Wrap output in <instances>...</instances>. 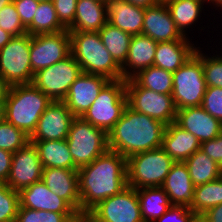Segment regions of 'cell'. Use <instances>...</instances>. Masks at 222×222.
Segmentation results:
<instances>
[{
	"label": "cell",
	"mask_w": 222,
	"mask_h": 222,
	"mask_svg": "<svg viewBox=\"0 0 222 222\" xmlns=\"http://www.w3.org/2000/svg\"><path fill=\"white\" fill-rule=\"evenodd\" d=\"M80 214L127 187L126 158L108 150L78 169Z\"/></svg>",
	"instance_id": "1"
},
{
	"label": "cell",
	"mask_w": 222,
	"mask_h": 222,
	"mask_svg": "<svg viewBox=\"0 0 222 222\" xmlns=\"http://www.w3.org/2000/svg\"><path fill=\"white\" fill-rule=\"evenodd\" d=\"M166 125L145 114L125 107L119 121L108 133L109 150L126 159L136 153L162 146Z\"/></svg>",
	"instance_id": "2"
},
{
	"label": "cell",
	"mask_w": 222,
	"mask_h": 222,
	"mask_svg": "<svg viewBox=\"0 0 222 222\" xmlns=\"http://www.w3.org/2000/svg\"><path fill=\"white\" fill-rule=\"evenodd\" d=\"M51 102L33 83L11 86L5 99V120L30 137Z\"/></svg>",
	"instance_id": "3"
},
{
	"label": "cell",
	"mask_w": 222,
	"mask_h": 222,
	"mask_svg": "<svg viewBox=\"0 0 222 222\" xmlns=\"http://www.w3.org/2000/svg\"><path fill=\"white\" fill-rule=\"evenodd\" d=\"M71 54L81 66L82 72L122 79L121 67L105 48L98 32H69Z\"/></svg>",
	"instance_id": "4"
},
{
	"label": "cell",
	"mask_w": 222,
	"mask_h": 222,
	"mask_svg": "<svg viewBox=\"0 0 222 222\" xmlns=\"http://www.w3.org/2000/svg\"><path fill=\"white\" fill-rule=\"evenodd\" d=\"M175 161L160 147L136 153L126 159L127 186L161 187Z\"/></svg>",
	"instance_id": "5"
},
{
	"label": "cell",
	"mask_w": 222,
	"mask_h": 222,
	"mask_svg": "<svg viewBox=\"0 0 222 222\" xmlns=\"http://www.w3.org/2000/svg\"><path fill=\"white\" fill-rule=\"evenodd\" d=\"M66 141L78 168L90 164L109 150L108 133L82 117L73 118Z\"/></svg>",
	"instance_id": "6"
},
{
	"label": "cell",
	"mask_w": 222,
	"mask_h": 222,
	"mask_svg": "<svg viewBox=\"0 0 222 222\" xmlns=\"http://www.w3.org/2000/svg\"><path fill=\"white\" fill-rule=\"evenodd\" d=\"M126 106V80H110L81 117L109 133L121 118Z\"/></svg>",
	"instance_id": "7"
},
{
	"label": "cell",
	"mask_w": 222,
	"mask_h": 222,
	"mask_svg": "<svg viewBox=\"0 0 222 222\" xmlns=\"http://www.w3.org/2000/svg\"><path fill=\"white\" fill-rule=\"evenodd\" d=\"M206 88L202 61L195 54L173 72L172 98L177 110L201 106Z\"/></svg>",
	"instance_id": "8"
},
{
	"label": "cell",
	"mask_w": 222,
	"mask_h": 222,
	"mask_svg": "<svg viewBox=\"0 0 222 222\" xmlns=\"http://www.w3.org/2000/svg\"><path fill=\"white\" fill-rule=\"evenodd\" d=\"M30 43L31 35L26 33L13 37L0 49V74L11 86L33 82Z\"/></svg>",
	"instance_id": "9"
},
{
	"label": "cell",
	"mask_w": 222,
	"mask_h": 222,
	"mask_svg": "<svg viewBox=\"0 0 222 222\" xmlns=\"http://www.w3.org/2000/svg\"><path fill=\"white\" fill-rule=\"evenodd\" d=\"M126 95L127 105L134 111L159 120L165 125L175 122L177 108L172 95L140 87L132 78L126 80Z\"/></svg>",
	"instance_id": "10"
},
{
	"label": "cell",
	"mask_w": 222,
	"mask_h": 222,
	"mask_svg": "<svg viewBox=\"0 0 222 222\" xmlns=\"http://www.w3.org/2000/svg\"><path fill=\"white\" fill-rule=\"evenodd\" d=\"M81 74V66L70 54L63 60L35 73L32 83L52 101H63L70 86Z\"/></svg>",
	"instance_id": "11"
},
{
	"label": "cell",
	"mask_w": 222,
	"mask_h": 222,
	"mask_svg": "<svg viewBox=\"0 0 222 222\" xmlns=\"http://www.w3.org/2000/svg\"><path fill=\"white\" fill-rule=\"evenodd\" d=\"M70 54L71 39L68 30L31 35L30 61L33 74L63 60Z\"/></svg>",
	"instance_id": "12"
},
{
	"label": "cell",
	"mask_w": 222,
	"mask_h": 222,
	"mask_svg": "<svg viewBox=\"0 0 222 222\" xmlns=\"http://www.w3.org/2000/svg\"><path fill=\"white\" fill-rule=\"evenodd\" d=\"M90 212L102 222H144L136 189L129 186L101 201Z\"/></svg>",
	"instance_id": "13"
},
{
	"label": "cell",
	"mask_w": 222,
	"mask_h": 222,
	"mask_svg": "<svg viewBox=\"0 0 222 222\" xmlns=\"http://www.w3.org/2000/svg\"><path fill=\"white\" fill-rule=\"evenodd\" d=\"M43 166L38 151L29 142L13 153L12 164L6 184L13 190L20 191L41 180Z\"/></svg>",
	"instance_id": "14"
},
{
	"label": "cell",
	"mask_w": 222,
	"mask_h": 222,
	"mask_svg": "<svg viewBox=\"0 0 222 222\" xmlns=\"http://www.w3.org/2000/svg\"><path fill=\"white\" fill-rule=\"evenodd\" d=\"M74 117L63 101H52L38 120L30 141L67 139Z\"/></svg>",
	"instance_id": "15"
},
{
	"label": "cell",
	"mask_w": 222,
	"mask_h": 222,
	"mask_svg": "<svg viewBox=\"0 0 222 222\" xmlns=\"http://www.w3.org/2000/svg\"><path fill=\"white\" fill-rule=\"evenodd\" d=\"M110 80L94 74H82L70 86L63 102L75 117H81Z\"/></svg>",
	"instance_id": "16"
},
{
	"label": "cell",
	"mask_w": 222,
	"mask_h": 222,
	"mask_svg": "<svg viewBox=\"0 0 222 222\" xmlns=\"http://www.w3.org/2000/svg\"><path fill=\"white\" fill-rule=\"evenodd\" d=\"M175 123L194 135L200 143L214 139L222 133V123L202 106L177 110Z\"/></svg>",
	"instance_id": "17"
},
{
	"label": "cell",
	"mask_w": 222,
	"mask_h": 222,
	"mask_svg": "<svg viewBox=\"0 0 222 222\" xmlns=\"http://www.w3.org/2000/svg\"><path fill=\"white\" fill-rule=\"evenodd\" d=\"M142 34L155 42L192 40L183 36L177 29L165 3L145 8Z\"/></svg>",
	"instance_id": "18"
},
{
	"label": "cell",
	"mask_w": 222,
	"mask_h": 222,
	"mask_svg": "<svg viewBox=\"0 0 222 222\" xmlns=\"http://www.w3.org/2000/svg\"><path fill=\"white\" fill-rule=\"evenodd\" d=\"M19 207L43 210L60 214H78L64 199L47 188L43 181H38L19 191Z\"/></svg>",
	"instance_id": "19"
},
{
	"label": "cell",
	"mask_w": 222,
	"mask_h": 222,
	"mask_svg": "<svg viewBox=\"0 0 222 222\" xmlns=\"http://www.w3.org/2000/svg\"><path fill=\"white\" fill-rule=\"evenodd\" d=\"M41 181L80 215L78 169L43 168Z\"/></svg>",
	"instance_id": "20"
},
{
	"label": "cell",
	"mask_w": 222,
	"mask_h": 222,
	"mask_svg": "<svg viewBox=\"0 0 222 222\" xmlns=\"http://www.w3.org/2000/svg\"><path fill=\"white\" fill-rule=\"evenodd\" d=\"M108 23L134 36L142 34L145 8L126 0H109L105 3Z\"/></svg>",
	"instance_id": "21"
},
{
	"label": "cell",
	"mask_w": 222,
	"mask_h": 222,
	"mask_svg": "<svg viewBox=\"0 0 222 222\" xmlns=\"http://www.w3.org/2000/svg\"><path fill=\"white\" fill-rule=\"evenodd\" d=\"M157 44L143 34L132 36L126 61L121 67L122 79H131L139 71L153 66Z\"/></svg>",
	"instance_id": "22"
},
{
	"label": "cell",
	"mask_w": 222,
	"mask_h": 222,
	"mask_svg": "<svg viewBox=\"0 0 222 222\" xmlns=\"http://www.w3.org/2000/svg\"><path fill=\"white\" fill-rule=\"evenodd\" d=\"M168 195L171 205L190 208L194 185L184 162H175L161 186Z\"/></svg>",
	"instance_id": "23"
},
{
	"label": "cell",
	"mask_w": 222,
	"mask_h": 222,
	"mask_svg": "<svg viewBox=\"0 0 222 222\" xmlns=\"http://www.w3.org/2000/svg\"><path fill=\"white\" fill-rule=\"evenodd\" d=\"M201 143L190 132L175 122L166 125L161 148L175 161L184 162L198 149Z\"/></svg>",
	"instance_id": "24"
},
{
	"label": "cell",
	"mask_w": 222,
	"mask_h": 222,
	"mask_svg": "<svg viewBox=\"0 0 222 222\" xmlns=\"http://www.w3.org/2000/svg\"><path fill=\"white\" fill-rule=\"evenodd\" d=\"M192 40L158 42L153 65L169 72H175L195 53L197 47Z\"/></svg>",
	"instance_id": "25"
},
{
	"label": "cell",
	"mask_w": 222,
	"mask_h": 222,
	"mask_svg": "<svg viewBox=\"0 0 222 222\" xmlns=\"http://www.w3.org/2000/svg\"><path fill=\"white\" fill-rule=\"evenodd\" d=\"M108 22L105 4L97 0H78L69 32H99Z\"/></svg>",
	"instance_id": "26"
},
{
	"label": "cell",
	"mask_w": 222,
	"mask_h": 222,
	"mask_svg": "<svg viewBox=\"0 0 222 222\" xmlns=\"http://www.w3.org/2000/svg\"><path fill=\"white\" fill-rule=\"evenodd\" d=\"M38 151L43 168L79 169L73 161L67 141H30Z\"/></svg>",
	"instance_id": "27"
},
{
	"label": "cell",
	"mask_w": 222,
	"mask_h": 222,
	"mask_svg": "<svg viewBox=\"0 0 222 222\" xmlns=\"http://www.w3.org/2000/svg\"><path fill=\"white\" fill-rule=\"evenodd\" d=\"M204 3L203 0H169L165 3L172 20L183 36L189 38L187 28L190 31L191 26L193 27L195 24L196 27V22L198 23L202 17L201 13L205 10Z\"/></svg>",
	"instance_id": "28"
},
{
	"label": "cell",
	"mask_w": 222,
	"mask_h": 222,
	"mask_svg": "<svg viewBox=\"0 0 222 222\" xmlns=\"http://www.w3.org/2000/svg\"><path fill=\"white\" fill-rule=\"evenodd\" d=\"M144 222H154L172 206L162 187L136 189Z\"/></svg>",
	"instance_id": "29"
},
{
	"label": "cell",
	"mask_w": 222,
	"mask_h": 222,
	"mask_svg": "<svg viewBox=\"0 0 222 222\" xmlns=\"http://www.w3.org/2000/svg\"><path fill=\"white\" fill-rule=\"evenodd\" d=\"M184 163L194 186L217 180L222 176V168L201 149H198Z\"/></svg>",
	"instance_id": "30"
},
{
	"label": "cell",
	"mask_w": 222,
	"mask_h": 222,
	"mask_svg": "<svg viewBox=\"0 0 222 222\" xmlns=\"http://www.w3.org/2000/svg\"><path fill=\"white\" fill-rule=\"evenodd\" d=\"M98 33L105 48L116 63L122 67L128 55L132 35L112 26L108 22Z\"/></svg>",
	"instance_id": "31"
},
{
	"label": "cell",
	"mask_w": 222,
	"mask_h": 222,
	"mask_svg": "<svg viewBox=\"0 0 222 222\" xmlns=\"http://www.w3.org/2000/svg\"><path fill=\"white\" fill-rule=\"evenodd\" d=\"M67 30L58 20L52 1L39 2L32 23L26 28L30 35L57 33Z\"/></svg>",
	"instance_id": "32"
},
{
	"label": "cell",
	"mask_w": 222,
	"mask_h": 222,
	"mask_svg": "<svg viewBox=\"0 0 222 222\" xmlns=\"http://www.w3.org/2000/svg\"><path fill=\"white\" fill-rule=\"evenodd\" d=\"M132 79L140 86L160 94H170L173 91V73L156 66H150L139 71Z\"/></svg>",
	"instance_id": "33"
},
{
	"label": "cell",
	"mask_w": 222,
	"mask_h": 222,
	"mask_svg": "<svg viewBox=\"0 0 222 222\" xmlns=\"http://www.w3.org/2000/svg\"><path fill=\"white\" fill-rule=\"evenodd\" d=\"M222 204V176L217 180L194 187L190 209L196 215H202L208 209Z\"/></svg>",
	"instance_id": "34"
},
{
	"label": "cell",
	"mask_w": 222,
	"mask_h": 222,
	"mask_svg": "<svg viewBox=\"0 0 222 222\" xmlns=\"http://www.w3.org/2000/svg\"><path fill=\"white\" fill-rule=\"evenodd\" d=\"M200 46L197 47L195 55L202 61L206 85L222 88V51L218 54H206ZM203 52V53H202Z\"/></svg>",
	"instance_id": "35"
},
{
	"label": "cell",
	"mask_w": 222,
	"mask_h": 222,
	"mask_svg": "<svg viewBox=\"0 0 222 222\" xmlns=\"http://www.w3.org/2000/svg\"><path fill=\"white\" fill-rule=\"evenodd\" d=\"M79 214H60L19 207L15 222H78Z\"/></svg>",
	"instance_id": "36"
},
{
	"label": "cell",
	"mask_w": 222,
	"mask_h": 222,
	"mask_svg": "<svg viewBox=\"0 0 222 222\" xmlns=\"http://www.w3.org/2000/svg\"><path fill=\"white\" fill-rule=\"evenodd\" d=\"M30 142V137L6 120L0 122V149L11 153L23 148Z\"/></svg>",
	"instance_id": "37"
},
{
	"label": "cell",
	"mask_w": 222,
	"mask_h": 222,
	"mask_svg": "<svg viewBox=\"0 0 222 222\" xmlns=\"http://www.w3.org/2000/svg\"><path fill=\"white\" fill-rule=\"evenodd\" d=\"M19 206V192L0 183V222H15Z\"/></svg>",
	"instance_id": "38"
},
{
	"label": "cell",
	"mask_w": 222,
	"mask_h": 222,
	"mask_svg": "<svg viewBox=\"0 0 222 222\" xmlns=\"http://www.w3.org/2000/svg\"><path fill=\"white\" fill-rule=\"evenodd\" d=\"M0 28L13 37L27 33L13 1L0 10Z\"/></svg>",
	"instance_id": "39"
},
{
	"label": "cell",
	"mask_w": 222,
	"mask_h": 222,
	"mask_svg": "<svg viewBox=\"0 0 222 222\" xmlns=\"http://www.w3.org/2000/svg\"><path fill=\"white\" fill-rule=\"evenodd\" d=\"M201 106L222 123V88L207 86Z\"/></svg>",
	"instance_id": "40"
},
{
	"label": "cell",
	"mask_w": 222,
	"mask_h": 222,
	"mask_svg": "<svg viewBox=\"0 0 222 222\" xmlns=\"http://www.w3.org/2000/svg\"><path fill=\"white\" fill-rule=\"evenodd\" d=\"M78 0H52L60 23L68 29L74 21Z\"/></svg>",
	"instance_id": "41"
},
{
	"label": "cell",
	"mask_w": 222,
	"mask_h": 222,
	"mask_svg": "<svg viewBox=\"0 0 222 222\" xmlns=\"http://www.w3.org/2000/svg\"><path fill=\"white\" fill-rule=\"evenodd\" d=\"M196 214L186 206L172 205L167 212L154 222H191Z\"/></svg>",
	"instance_id": "42"
},
{
	"label": "cell",
	"mask_w": 222,
	"mask_h": 222,
	"mask_svg": "<svg viewBox=\"0 0 222 222\" xmlns=\"http://www.w3.org/2000/svg\"><path fill=\"white\" fill-rule=\"evenodd\" d=\"M20 20L25 28L33 21L39 2L37 0H13Z\"/></svg>",
	"instance_id": "43"
},
{
	"label": "cell",
	"mask_w": 222,
	"mask_h": 222,
	"mask_svg": "<svg viewBox=\"0 0 222 222\" xmlns=\"http://www.w3.org/2000/svg\"><path fill=\"white\" fill-rule=\"evenodd\" d=\"M200 149L222 168V133L214 139L202 142Z\"/></svg>",
	"instance_id": "44"
},
{
	"label": "cell",
	"mask_w": 222,
	"mask_h": 222,
	"mask_svg": "<svg viewBox=\"0 0 222 222\" xmlns=\"http://www.w3.org/2000/svg\"><path fill=\"white\" fill-rule=\"evenodd\" d=\"M13 153L0 149V183H6L10 174Z\"/></svg>",
	"instance_id": "45"
},
{
	"label": "cell",
	"mask_w": 222,
	"mask_h": 222,
	"mask_svg": "<svg viewBox=\"0 0 222 222\" xmlns=\"http://www.w3.org/2000/svg\"><path fill=\"white\" fill-rule=\"evenodd\" d=\"M202 216L207 222H222V204L208 209Z\"/></svg>",
	"instance_id": "46"
},
{
	"label": "cell",
	"mask_w": 222,
	"mask_h": 222,
	"mask_svg": "<svg viewBox=\"0 0 222 222\" xmlns=\"http://www.w3.org/2000/svg\"><path fill=\"white\" fill-rule=\"evenodd\" d=\"M11 85L0 74V100H5L8 97Z\"/></svg>",
	"instance_id": "47"
},
{
	"label": "cell",
	"mask_w": 222,
	"mask_h": 222,
	"mask_svg": "<svg viewBox=\"0 0 222 222\" xmlns=\"http://www.w3.org/2000/svg\"><path fill=\"white\" fill-rule=\"evenodd\" d=\"M126 1L142 8L152 7L158 4L157 0H126Z\"/></svg>",
	"instance_id": "48"
},
{
	"label": "cell",
	"mask_w": 222,
	"mask_h": 222,
	"mask_svg": "<svg viewBox=\"0 0 222 222\" xmlns=\"http://www.w3.org/2000/svg\"><path fill=\"white\" fill-rule=\"evenodd\" d=\"M12 38V35L0 28V49H2Z\"/></svg>",
	"instance_id": "49"
},
{
	"label": "cell",
	"mask_w": 222,
	"mask_h": 222,
	"mask_svg": "<svg viewBox=\"0 0 222 222\" xmlns=\"http://www.w3.org/2000/svg\"><path fill=\"white\" fill-rule=\"evenodd\" d=\"M79 221L80 222H102L98 220L91 212L81 213Z\"/></svg>",
	"instance_id": "50"
},
{
	"label": "cell",
	"mask_w": 222,
	"mask_h": 222,
	"mask_svg": "<svg viewBox=\"0 0 222 222\" xmlns=\"http://www.w3.org/2000/svg\"><path fill=\"white\" fill-rule=\"evenodd\" d=\"M5 120V100H0V122Z\"/></svg>",
	"instance_id": "51"
},
{
	"label": "cell",
	"mask_w": 222,
	"mask_h": 222,
	"mask_svg": "<svg viewBox=\"0 0 222 222\" xmlns=\"http://www.w3.org/2000/svg\"><path fill=\"white\" fill-rule=\"evenodd\" d=\"M191 222H207V220L202 215H195Z\"/></svg>",
	"instance_id": "52"
},
{
	"label": "cell",
	"mask_w": 222,
	"mask_h": 222,
	"mask_svg": "<svg viewBox=\"0 0 222 222\" xmlns=\"http://www.w3.org/2000/svg\"><path fill=\"white\" fill-rule=\"evenodd\" d=\"M212 4H213V5H211V7L214 6L216 10H217V8H218V9L221 8V10H222V0H212ZM216 7H217V8H216ZM219 7H220V8H219Z\"/></svg>",
	"instance_id": "53"
},
{
	"label": "cell",
	"mask_w": 222,
	"mask_h": 222,
	"mask_svg": "<svg viewBox=\"0 0 222 222\" xmlns=\"http://www.w3.org/2000/svg\"><path fill=\"white\" fill-rule=\"evenodd\" d=\"M12 1H13V0H0V10H1L4 6L10 4Z\"/></svg>",
	"instance_id": "54"
},
{
	"label": "cell",
	"mask_w": 222,
	"mask_h": 222,
	"mask_svg": "<svg viewBox=\"0 0 222 222\" xmlns=\"http://www.w3.org/2000/svg\"><path fill=\"white\" fill-rule=\"evenodd\" d=\"M204 2H205V4L207 5V3H208V5L210 4V6H211V4H212V0H203ZM207 2V3H206Z\"/></svg>",
	"instance_id": "55"
},
{
	"label": "cell",
	"mask_w": 222,
	"mask_h": 222,
	"mask_svg": "<svg viewBox=\"0 0 222 222\" xmlns=\"http://www.w3.org/2000/svg\"><path fill=\"white\" fill-rule=\"evenodd\" d=\"M169 0H157L158 3H166Z\"/></svg>",
	"instance_id": "56"
},
{
	"label": "cell",
	"mask_w": 222,
	"mask_h": 222,
	"mask_svg": "<svg viewBox=\"0 0 222 222\" xmlns=\"http://www.w3.org/2000/svg\"><path fill=\"white\" fill-rule=\"evenodd\" d=\"M97 1H100V2H102V3H106L107 1H109V0H97Z\"/></svg>",
	"instance_id": "57"
},
{
	"label": "cell",
	"mask_w": 222,
	"mask_h": 222,
	"mask_svg": "<svg viewBox=\"0 0 222 222\" xmlns=\"http://www.w3.org/2000/svg\"><path fill=\"white\" fill-rule=\"evenodd\" d=\"M38 2H46V1H52V0H37Z\"/></svg>",
	"instance_id": "58"
}]
</instances>
